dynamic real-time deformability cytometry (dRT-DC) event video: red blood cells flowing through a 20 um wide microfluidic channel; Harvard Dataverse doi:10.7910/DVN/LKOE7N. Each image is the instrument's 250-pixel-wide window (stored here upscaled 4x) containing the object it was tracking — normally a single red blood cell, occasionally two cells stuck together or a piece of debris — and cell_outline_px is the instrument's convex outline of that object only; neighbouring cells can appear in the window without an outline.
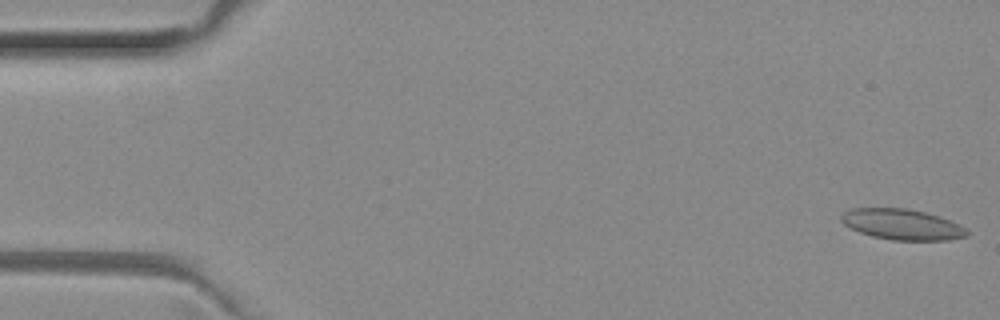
{"species": "common noctule bat (a hibernating species)", "species_latin": "Nyctalus noctula", "temperature_condition": "room temperature", "stored_images_in_passage": 15, "camera_frame_rate_fps": 3000, "um_per_image_px": 0.085, "animal": {"sex": "female", "body_mass_g": 29.2, "forearm_length_mm": 56.3}, "frame": {"image": 1, "passage_image": 1, "time_ms": 0.0, "image_size_px": [1000, 320], "cell_outline_px": [[968, 232], [964, 236], [948, 240], [892, 240], [872, 236], [860, 232], [844, 224], [840, 220], [840, 216], [844, 212], [852, 208], [904, 208], [924, 212], [948, 220], [964, 228]], "centroid_in_image_um": [76.61, 19.07], "position_along_channel_um": 8.4, "area_um2": 22.02}}